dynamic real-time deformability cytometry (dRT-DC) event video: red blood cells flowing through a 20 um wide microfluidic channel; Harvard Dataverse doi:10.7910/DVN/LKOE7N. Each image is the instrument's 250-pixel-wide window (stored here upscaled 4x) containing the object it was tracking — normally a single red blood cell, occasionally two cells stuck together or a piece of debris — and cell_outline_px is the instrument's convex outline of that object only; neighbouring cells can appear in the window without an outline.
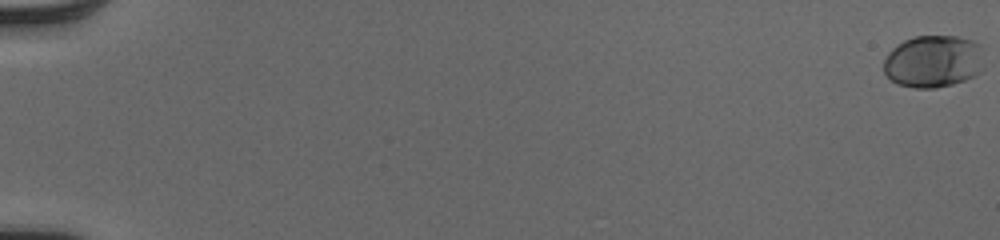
{"species": "human", "species_latin": "Homo sapiens", "temperature_condition": "cold", "stored_images_in_passage": 18, "camera_frame_rate_fps": 3000, "um_per_image_px": 0.085, "donor": {"sex": "male"}, "frame": {"image": 1, "passage_image": 1, "time_ms": 0.0, "image_size_px": [1000, 240], "cell_outline_px": [[984, 68], [980, 72], [964, 80], [952, 84], [936, 88], [912, 88], [896, 84], [884, 72], [884, 60], [888, 52], [892, 48], [904, 40], [916, 36], [956, 36], [972, 40], [980, 44]], "centroid_in_image_um": [79.33, 5.22], "position_along_channel_um": 5.7, "area_um2": 30.81}}